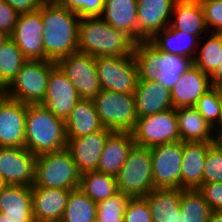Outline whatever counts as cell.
<instances>
[{
	"mask_svg": "<svg viewBox=\"0 0 222 222\" xmlns=\"http://www.w3.org/2000/svg\"><path fill=\"white\" fill-rule=\"evenodd\" d=\"M221 51L222 32L206 33L199 39L194 65L210 76L220 64Z\"/></svg>",
	"mask_w": 222,
	"mask_h": 222,
	"instance_id": "obj_32",
	"label": "cell"
},
{
	"mask_svg": "<svg viewBox=\"0 0 222 222\" xmlns=\"http://www.w3.org/2000/svg\"><path fill=\"white\" fill-rule=\"evenodd\" d=\"M136 43L130 34L115 29L100 16L80 19L78 52L94 58L129 55L134 54Z\"/></svg>",
	"mask_w": 222,
	"mask_h": 222,
	"instance_id": "obj_2",
	"label": "cell"
},
{
	"mask_svg": "<svg viewBox=\"0 0 222 222\" xmlns=\"http://www.w3.org/2000/svg\"><path fill=\"white\" fill-rule=\"evenodd\" d=\"M97 204L81 189L71 190L61 222H96Z\"/></svg>",
	"mask_w": 222,
	"mask_h": 222,
	"instance_id": "obj_34",
	"label": "cell"
},
{
	"mask_svg": "<svg viewBox=\"0 0 222 222\" xmlns=\"http://www.w3.org/2000/svg\"><path fill=\"white\" fill-rule=\"evenodd\" d=\"M116 182L118 191L130 198H144L155 190L150 148L134 144L116 176Z\"/></svg>",
	"mask_w": 222,
	"mask_h": 222,
	"instance_id": "obj_7",
	"label": "cell"
},
{
	"mask_svg": "<svg viewBox=\"0 0 222 222\" xmlns=\"http://www.w3.org/2000/svg\"><path fill=\"white\" fill-rule=\"evenodd\" d=\"M100 122L114 132H131L137 122L134 94L101 90L93 99Z\"/></svg>",
	"mask_w": 222,
	"mask_h": 222,
	"instance_id": "obj_8",
	"label": "cell"
},
{
	"mask_svg": "<svg viewBox=\"0 0 222 222\" xmlns=\"http://www.w3.org/2000/svg\"><path fill=\"white\" fill-rule=\"evenodd\" d=\"M211 87L222 90V51L220 64L217 65L215 71L209 76Z\"/></svg>",
	"mask_w": 222,
	"mask_h": 222,
	"instance_id": "obj_45",
	"label": "cell"
},
{
	"mask_svg": "<svg viewBox=\"0 0 222 222\" xmlns=\"http://www.w3.org/2000/svg\"><path fill=\"white\" fill-rule=\"evenodd\" d=\"M113 132L103 127L80 138H67L66 149L70 152L80 174L96 171L105 142Z\"/></svg>",
	"mask_w": 222,
	"mask_h": 222,
	"instance_id": "obj_18",
	"label": "cell"
},
{
	"mask_svg": "<svg viewBox=\"0 0 222 222\" xmlns=\"http://www.w3.org/2000/svg\"><path fill=\"white\" fill-rule=\"evenodd\" d=\"M212 143L183 142L181 189H198L203 183L204 163Z\"/></svg>",
	"mask_w": 222,
	"mask_h": 222,
	"instance_id": "obj_25",
	"label": "cell"
},
{
	"mask_svg": "<svg viewBox=\"0 0 222 222\" xmlns=\"http://www.w3.org/2000/svg\"><path fill=\"white\" fill-rule=\"evenodd\" d=\"M137 0H105L100 16L117 30H123L137 41Z\"/></svg>",
	"mask_w": 222,
	"mask_h": 222,
	"instance_id": "obj_29",
	"label": "cell"
},
{
	"mask_svg": "<svg viewBox=\"0 0 222 222\" xmlns=\"http://www.w3.org/2000/svg\"><path fill=\"white\" fill-rule=\"evenodd\" d=\"M19 13L15 11L5 0H0V31L9 36L17 23Z\"/></svg>",
	"mask_w": 222,
	"mask_h": 222,
	"instance_id": "obj_43",
	"label": "cell"
},
{
	"mask_svg": "<svg viewBox=\"0 0 222 222\" xmlns=\"http://www.w3.org/2000/svg\"><path fill=\"white\" fill-rule=\"evenodd\" d=\"M0 222H12L0 212Z\"/></svg>",
	"mask_w": 222,
	"mask_h": 222,
	"instance_id": "obj_50",
	"label": "cell"
},
{
	"mask_svg": "<svg viewBox=\"0 0 222 222\" xmlns=\"http://www.w3.org/2000/svg\"><path fill=\"white\" fill-rule=\"evenodd\" d=\"M209 32H222V0H200Z\"/></svg>",
	"mask_w": 222,
	"mask_h": 222,
	"instance_id": "obj_41",
	"label": "cell"
},
{
	"mask_svg": "<svg viewBox=\"0 0 222 222\" xmlns=\"http://www.w3.org/2000/svg\"><path fill=\"white\" fill-rule=\"evenodd\" d=\"M170 26L201 39L209 32L200 0H176Z\"/></svg>",
	"mask_w": 222,
	"mask_h": 222,
	"instance_id": "obj_24",
	"label": "cell"
},
{
	"mask_svg": "<svg viewBox=\"0 0 222 222\" xmlns=\"http://www.w3.org/2000/svg\"><path fill=\"white\" fill-rule=\"evenodd\" d=\"M43 21L40 10L19 14L10 38L27 60H44Z\"/></svg>",
	"mask_w": 222,
	"mask_h": 222,
	"instance_id": "obj_14",
	"label": "cell"
},
{
	"mask_svg": "<svg viewBox=\"0 0 222 222\" xmlns=\"http://www.w3.org/2000/svg\"><path fill=\"white\" fill-rule=\"evenodd\" d=\"M56 65L57 62L50 60H27L2 93L23 104H41L47 92L50 72Z\"/></svg>",
	"mask_w": 222,
	"mask_h": 222,
	"instance_id": "obj_5",
	"label": "cell"
},
{
	"mask_svg": "<svg viewBox=\"0 0 222 222\" xmlns=\"http://www.w3.org/2000/svg\"><path fill=\"white\" fill-rule=\"evenodd\" d=\"M80 173L65 148L37 155L35 182L31 187L74 190L79 188Z\"/></svg>",
	"mask_w": 222,
	"mask_h": 222,
	"instance_id": "obj_6",
	"label": "cell"
},
{
	"mask_svg": "<svg viewBox=\"0 0 222 222\" xmlns=\"http://www.w3.org/2000/svg\"><path fill=\"white\" fill-rule=\"evenodd\" d=\"M159 51L194 60L199 44L197 36L173 29L170 25L149 40Z\"/></svg>",
	"mask_w": 222,
	"mask_h": 222,
	"instance_id": "obj_28",
	"label": "cell"
},
{
	"mask_svg": "<svg viewBox=\"0 0 222 222\" xmlns=\"http://www.w3.org/2000/svg\"><path fill=\"white\" fill-rule=\"evenodd\" d=\"M19 14L38 10L43 3L41 0H5Z\"/></svg>",
	"mask_w": 222,
	"mask_h": 222,
	"instance_id": "obj_44",
	"label": "cell"
},
{
	"mask_svg": "<svg viewBox=\"0 0 222 222\" xmlns=\"http://www.w3.org/2000/svg\"><path fill=\"white\" fill-rule=\"evenodd\" d=\"M44 60L58 62L78 51L80 17L58 2L42 3Z\"/></svg>",
	"mask_w": 222,
	"mask_h": 222,
	"instance_id": "obj_1",
	"label": "cell"
},
{
	"mask_svg": "<svg viewBox=\"0 0 222 222\" xmlns=\"http://www.w3.org/2000/svg\"><path fill=\"white\" fill-rule=\"evenodd\" d=\"M134 144L131 132H113L105 142L96 171L116 177Z\"/></svg>",
	"mask_w": 222,
	"mask_h": 222,
	"instance_id": "obj_23",
	"label": "cell"
},
{
	"mask_svg": "<svg viewBox=\"0 0 222 222\" xmlns=\"http://www.w3.org/2000/svg\"><path fill=\"white\" fill-rule=\"evenodd\" d=\"M57 65L71 81L80 98L93 100L101 91L95 58L75 52L61 58Z\"/></svg>",
	"mask_w": 222,
	"mask_h": 222,
	"instance_id": "obj_12",
	"label": "cell"
},
{
	"mask_svg": "<svg viewBox=\"0 0 222 222\" xmlns=\"http://www.w3.org/2000/svg\"><path fill=\"white\" fill-rule=\"evenodd\" d=\"M178 119V130L182 142L214 143L216 129L213 128L195 107L175 109Z\"/></svg>",
	"mask_w": 222,
	"mask_h": 222,
	"instance_id": "obj_26",
	"label": "cell"
},
{
	"mask_svg": "<svg viewBox=\"0 0 222 222\" xmlns=\"http://www.w3.org/2000/svg\"><path fill=\"white\" fill-rule=\"evenodd\" d=\"M195 108L216 130L222 126V90L211 88L201 96Z\"/></svg>",
	"mask_w": 222,
	"mask_h": 222,
	"instance_id": "obj_36",
	"label": "cell"
},
{
	"mask_svg": "<svg viewBox=\"0 0 222 222\" xmlns=\"http://www.w3.org/2000/svg\"><path fill=\"white\" fill-rule=\"evenodd\" d=\"M103 128L93 100L80 98L65 120L66 138H80Z\"/></svg>",
	"mask_w": 222,
	"mask_h": 222,
	"instance_id": "obj_27",
	"label": "cell"
},
{
	"mask_svg": "<svg viewBox=\"0 0 222 222\" xmlns=\"http://www.w3.org/2000/svg\"><path fill=\"white\" fill-rule=\"evenodd\" d=\"M33 222H61V221H38V220H34Z\"/></svg>",
	"mask_w": 222,
	"mask_h": 222,
	"instance_id": "obj_52",
	"label": "cell"
},
{
	"mask_svg": "<svg viewBox=\"0 0 222 222\" xmlns=\"http://www.w3.org/2000/svg\"><path fill=\"white\" fill-rule=\"evenodd\" d=\"M131 133L136 145L147 148L180 141L175 109L138 118Z\"/></svg>",
	"mask_w": 222,
	"mask_h": 222,
	"instance_id": "obj_10",
	"label": "cell"
},
{
	"mask_svg": "<svg viewBox=\"0 0 222 222\" xmlns=\"http://www.w3.org/2000/svg\"><path fill=\"white\" fill-rule=\"evenodd\" d=\"M198 190L202 193L212 211L222 212V182L202 183Z\"/></svg>",
	"mask_w": 222,
	"mask_h": 222,
	"instance_id": "obj_42",
	"label": "cell"
},
{
	"mask_svg": "<svg viewBox=\"0 0 222 222\" xmlns=\"http://www.w3.org/2000/svg\"><path fill=\"white\" fill-rule=\"evenodd\" d=\"M124 222H152L148 202L144 198H131L125 208Z\"/></svg>",
	"mask_w": 222,
	"mask_h": 222,
	"instance_id": "obj_40",
	"label": "cell"
},
{
	"mask_svg": "<svg viewBox=\"0 0 222 222\" xmlns=\"http://www.w3.org/2000/svg\"><path fill=\"white\" fill-rule=\"evenodd\" d=\"M222 182V150L214 142L208 147L203 171V183Z\"/></svg>",
	"mask_w": 222,
	"mask_h": 222,
	"instance_id": "obj_38",
	"label": "cell"
},
{
	"mask_svg": "<svg viewBox=\"0 0 222 222\" xmlns=\"http://www.w3.org/2000/svg\"><path fill=\"white\" fill-rule=\"evenodd\" d=\"M105 0H59L58 3L80 18L101 16Z\"/></svg>",
	"mask_w": 222,
	"mask_h": 222,
	"instance_id": "obj_39",
	"label": "cell"
},
{
	"mask_svg": "<svg viewBox=\"0 0 222 222\" xmlns=\"http://www.w3.org/2000/svg\"><path fill=\"white\" fill-rule=\"evenodd\" d=\"M26 61L22 51L9 37L0 47V92L10 85Z\"/></svg>",
	"mask_w": 222,
	"mask_h": 222,
	"instance_id": "obj_33",
	"label": "cell"
},
{
	"mask_svg": "<svg viewBox=\"0 0 222 222\" xmlns=\"http://www.w3.org/2000/svg\"><path fill=\"white\" fill-rule=\"evenodd\" d=\"M0 212L12 222H33L32 187L4 185L0 189Z\"/></svg>",
	"mask_w": 222,
	"mask_h": 222,
	"instance_id": "obj_21",
	"label": "cell"
},
{
	"mask_svg": "<svg viewBox=\"0 0 222 222\" xmlns=\"http://www.w3.org/2000/svg\"><path fill=\"white\" fill-rule=\"evenodd\" d=\"M134 56L140 80L157 81L170 90L194 65L193 59L159 51L149 40L136 43Z\"/></svg>",
	"mask_w": 222,
	"mask_h": 222,
	"instance_id": "obj_3",
	"label": "cell"
},
{
	"mask_svg": "<svg viewBox=\"0 0 222 222\" xmlns=\"http://www.w3.org/2000/svg\"><path fill=\"white\" fill-rule=\"evenodd\" d=\"M70 190L32 187L34 220L61 221Z\"/></svg>",
	"mask_w": 222,
	"mask_h": 222,
	"instance_id": "obj_22",
	"label": "cell"
},
{
	"mask_svg": "<svg viewBox=\"0 0 222 222\" xmlns=\"http://www.w3.org/2000/svg\"><path fill=\"white\" fill-rule=\"evenodd\" d=\"M79 189L96 203L112 197L119 192L116 177L98 171H89L80 174Z\"/></svg>",
	"mask_w": 222,
	"mask_h": 222,
	"instance_id": "obj_31",
	"label": "cell"
},
{
	"mask_svg": "<svg viewBox=\"0 0 222 222\" xmlns=\"http://www.w3.org/2000/svg\"><path fill=\"white\" fill-rule=\"evenodd\" d=\"M211 88L209 75L203 73L195 65L191 66L171 89L174 109L195 107L201 96Z\"/></svg>",
	"mask_w": 222,
	"mask_h": 222,
	"instance_id": "obj_19",
	"label": "cell"
},
{
	"mask_svg": "<svg viewBox=\"0 0 222 222\" xmlns=\"http://www.w3.org/2000/svg\"><path fill=\"white\" fill-rule=\"evenodd\" d=\"M79 99L71 81L56 65L50 72L47 92L41 105L65 121Z\"/></svg>",
	"mask_w": 222,
	"mask_h": 222,
	"instance_id": "obj_15",
	"label": "cell"
},
{
	"mask_svg": "<svg viewBox=\"0 0 222 222\" xmlns=\"http://www.w3.org/2000/svg\"><path fill=\"white\" fill-rule=\"evenodd\" d=\"M10 36L8 34H6L3 31H0V47L6 42V40L9 38Z\"/></svg>",
	"mask_w": 222,
	"mask_h": 222,
	"instance_id": "obj_48",
	"label": "cell"
},
{
	"mask_svg": "<svg viewBox=\"0 0 222 222\" xmlns=\"http://www.w3.org/2000/svg\"><path fill=\"white\" fill-rule=\"evenodd\" d=\"M101 90L134 94L138 67L134 54L95 58Z\"/></svg>",
	"mask_w": 222,
	"mask_h": 222,
	"instance_id": "obj_9",
	"label": "cell"
},
{
	"mask_svg": "<svg viewBox=\"0 0 222 222\" xmlns=\"http://www.w3.org/2000/svg\"><path fill=\"white\" fill-rule=\"evenodd\" d=\"M131 198L122 192L97 202L96 222H124L125 208Z\"/></svg>",
	"mask_w": 222,
	"mask_h": 222,
	"instance_id": "obj_37",
	"label": "cell"
},
{
	"mask_svg": "<svg viewBox=\"0 0 222 222\" xmlns=\"http://www.w3.org/2000/svg\"><path fill=\"white\" fill-rule=\"evenodd\" d=\"M4 186V183L2 182L1 178H0V189Z\"/></svg>",
	"mask_w": 222,
	"mask_h": 222,
	"instance_id": "obj_53",
	"label": "cell"
},
{
	"mask_svg": "<svg viewBox=\"0 0 222 222\" xmlns=\"http://www.w3.org/2000/svg\"><path fill=\"white\" fill-rule=\"evenodd\" d=\"M134 98L138 118L174 108L171 90L157 81L138 78Z\"/></svg>",
	"mask_w": 222,
	"mask_h": 222,
	"instance_id": "obj_20",
	"label": "cell"
},
{
	"mask_svg": "<svg viewBox=\"0 0 222 222\" xmlns=\"http://www.w3.org/2000/svg\"><path fill=\"white\" fill-rule=\"evenodd\" d=\"M180 212L184 222H207L212 209L198 189H181Z\"/></svg>",
	"mask_w": 222,
	"mask_h": 222,
	"instance_id": "obj_35",
	"label": "cell"
},
{
	"mask_svg": "<svg viewBox=\"0 0 222 222\" xmlns=\"http://www.w3.org/2000/svg\"><path fill=\"white\" fill-rule=\"evenodd\" d=\"M43 3L58 2L59 0H41Z\"/></svg>",
	"mask_w": 222,
	"mask_h": 222,
	"instance_id": "obj_51",
	"label": "cell"
},
{
	"mask_svg": "<svg viewBox=\"0 0 222 222\" xmlns=\"http://www.w3.org/2000/svg\"><path fill=\"white\" fill-rule=\"evenodd\" d=\"M176 0H137V42L150 40L170 25Z\"/></svg>",
	"mask_w": 222,
	"mask_h": 222,
	"instance_id": "obj_16",
	"label": "cell"
},
{
	"mask_svg": "<svg viewBox=\"0 0 222 222\" xmlns=\"http://www.w3.org/2000/svg\"><path fill=\"white\" fill-rule=\"evenodd\" d=\"M155 189L181 188L183 142L161 144L150 148Z\"/></svg>",
	"mask_w": 222,
	"mask_h": 222,
	"instance_id": "obj_11",
	"label": "cell"
},
{
	"mask_svg": "<svg viewBox=\"0 0 222 222\" xmlns=\"http://www.w3.org/2000/svg\"><path fill=\"white\" fill-rule=\"evenodd\" d=\"M173 222H184L183 221V216H182L180 211L176 214L175 219L173 220Z\"/></svg>",
	"mask_w": 222,
	"mask_h": 222,
	"instance_id": "obj_49",
	"label": "cell"
},
{
	"mask_svg": "<svg viewBox=\"0 0 222 222\" xmlns=\"http://www.w3.org/2000/svg\"><path fill=\"white\" fill-rule=\"evenodd\" d=\"M26 104L0 92V147L25 146Z\"/></svg>",
	"mask_w": 222,
	"mask_h": 222,
	"instance_id": "obj_17",
	"label": "cell"
},
{
	"mask_svg": "<svg viewBox=\"0 0 222 222\" xmlns=\"http://www.w3.org/2000/svg\"><path fill=\"white\" fill-rule=\"evenodd\" d=\"M144 199L150 207L152 222H173L180 211L181 188L155 189Z\"/></svg>",
	"mask_w": 222,
	"mask_h": 222,
	"instance_id": "obj_30",
	"label": "cell"
},
{
	"mask_svg": "<svg viewBox=\"0 0 222 222\" xmlns=\"http://www.w3.org/2000/svg\"><path fill=\"white\" fill-rule=\"evenodd\" d=\"M66 146L65 121L41 104H26L25 147L40 155L63 150Z\"/></svg>",
	"mask_w": 222,
	"mask_h": 222,
	"instance_id": "obj_4",
	"label": "cell"
},
{
	"mask_svg": "<svg viewBox=\"0 0 222 222\" xmlns=\"http://www.w3.org/2000/svg\"><path fill=\"white\" fill-rule=\"evenodd\" d=\"M215 143L222 150V131H216Z\"/></svg>",
	"mask_w": 222,
	"mask_h": 222,
	"instance_id": "obj_47",
	"label": "cell"
},
{
	"mask_svg": "<svg viewBox=\"0 0 222 222\" xmlns=\"http://www.w3.org/2000/svg\"><path fill=\"white\" fill-rule=\"evenodd\" d=\"M37 155L24 147H0V178L4 185L32 186Z\"/></svg>",
	"mask_w": 222,
	"mask_h": 222,
	"instance_id": "obj_13",
	"label": "cell"
},
{
	"mask_svg": "<svg viewBox=\"0 0 222 222\" xmlns=\"http://www.w3.org/2000/svg\"><path fill=\"white\" fill-rule=\"evenodd\" d=\"M207 222H222V212L212 211Z\"/></svg>",
	"mask_w": 222,
	"mask_h": 222,
	"instance_id": "obj_46",
	"label": "cell"
}]
</instances>
